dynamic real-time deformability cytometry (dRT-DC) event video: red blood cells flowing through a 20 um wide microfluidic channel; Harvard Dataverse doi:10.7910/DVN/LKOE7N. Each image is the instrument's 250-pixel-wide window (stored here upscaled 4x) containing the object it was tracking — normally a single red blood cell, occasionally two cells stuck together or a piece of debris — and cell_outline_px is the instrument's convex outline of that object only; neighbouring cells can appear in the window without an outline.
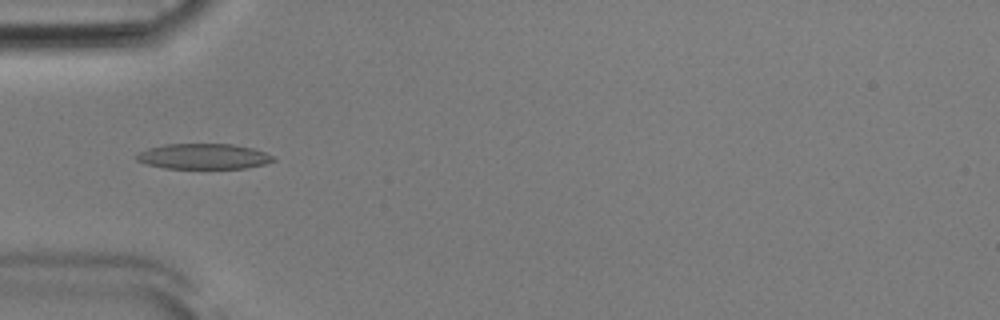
{"species": "Egyptian fruit bat (a non-hibernating species)", "species_latin": "Rousettus aegyptiacus", "temperature_condition": "room temperature", "stored_images_in_passage": 52, "camera_frame_rate_fps": 3000, "um_per_image_px": 0.085, "animal": {"sex": "male"}, "frame": {"image": 1, "passage_image": 17, "time_ms": 5.333, "image_size_px": [1000, 320], "cell_outline_px": [[276, 160], [264, 164], [248, 168], [164, 168], [148, 164], [136, 160], [136, 152], [148, 148], [164, 144], [232, 144], [252, 148], [264, 152], [272, 156]], "centroid_in_image_um": [17.27, 13.29], "position_along_channel_um": 67.7, "area_um2": 20.23}}
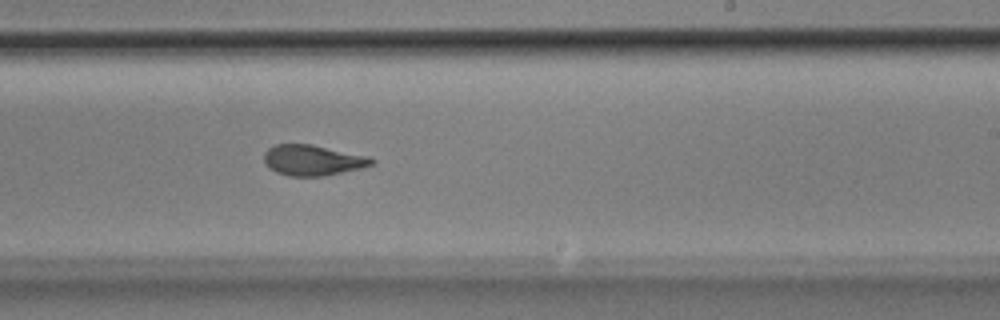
{"frame": {"image": 2, "passage_image": 32, "time_ms": 10.333, "image_size_px": [1000, 320], "cell_outline_px": [[376, 160], [372, 164], [360, 168], [324, 176], [288, 176], [276, 172], [268, 168], [264, 160], [264, 152], [268, 148], [276, 144], [312, 144], [368, 156]], "centroid_in_image_um": [26.55, 13.61], "position_along_channel_um": 262.5, "area_um2": 19.19}}
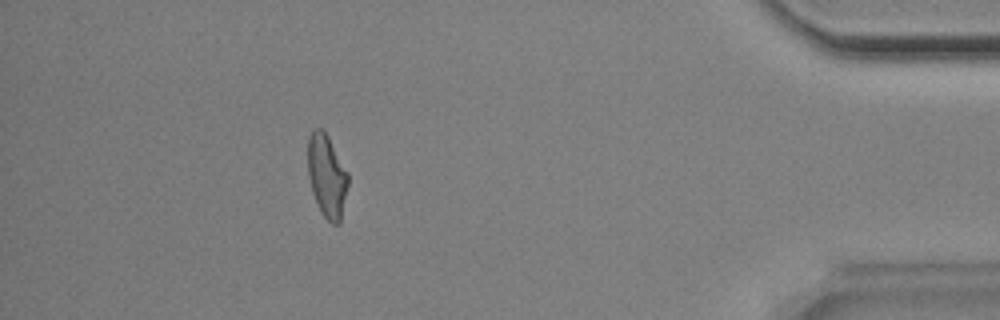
{"frame": {"image": 3, "passage_image": 47, "time_ms": 15.333, "image_size_px": [1000, 320], "cell_outline_px": [[348, 184], [340, 224], [332, 224], [320, 212], [312, 192], [308, 176], [308, 136], [312, 128], [320, 128], [328, 136], [348, 172]], "centroid_in_image_um": [27.77, 14.95], "position_along_channel_um": 407.4, "area_um2": 19.54}, "authors_computed_cell_mechanics": {"area_um2": 19.7387, "velocity_mm_per_s": 3.8988, "shape_relaxation_time_tau1_ms": 4.639, "shape_relaxation_time_tau2_ms": 1.7622, "deformation_change_tau1": 0.1876, "deformation_change_tau2": 0.0949}}